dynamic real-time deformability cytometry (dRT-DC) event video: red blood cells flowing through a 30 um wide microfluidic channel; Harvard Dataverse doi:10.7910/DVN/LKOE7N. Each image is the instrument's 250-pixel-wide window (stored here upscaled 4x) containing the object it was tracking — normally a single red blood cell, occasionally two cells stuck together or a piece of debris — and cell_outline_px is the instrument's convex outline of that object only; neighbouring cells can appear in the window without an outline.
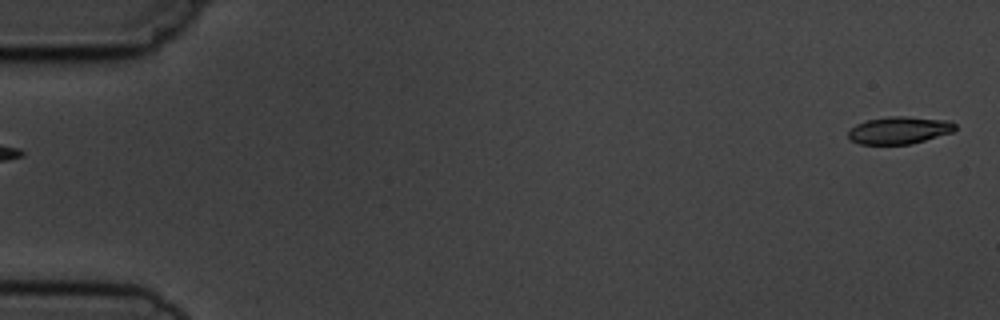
{"species": "common noctule bat (a hibernating species)", "species_latin": "Nyctalus noctula", "temperature_condition": "cold", "stored_images_in_passage": 6, "segment_of_instrument_passage": [2, 2], "camera_frame_rate_fps": 3000, "um_per_image_px": 0.085, "animal": {"sex": "male", "body_mass_g": 19.5, "forearm_length_mm": 54.6}, "frame": {"image": 1, "passage_image": 6, "time_ms": 5.667, "image_size_px": [1000, 320], "cell_outline_px": [[956, 128], [952, 132], [912, 144], [860, 144], [852, 140], [848, 136], [848, 132], [856, 124], [868, 120], [888, 116], [904, 116], [952, 120], [956, 124]], "centroid_in_image_um": [76.48, 11.06], "position_along_channel_um": 8.5, "area_um2": 17.05}}